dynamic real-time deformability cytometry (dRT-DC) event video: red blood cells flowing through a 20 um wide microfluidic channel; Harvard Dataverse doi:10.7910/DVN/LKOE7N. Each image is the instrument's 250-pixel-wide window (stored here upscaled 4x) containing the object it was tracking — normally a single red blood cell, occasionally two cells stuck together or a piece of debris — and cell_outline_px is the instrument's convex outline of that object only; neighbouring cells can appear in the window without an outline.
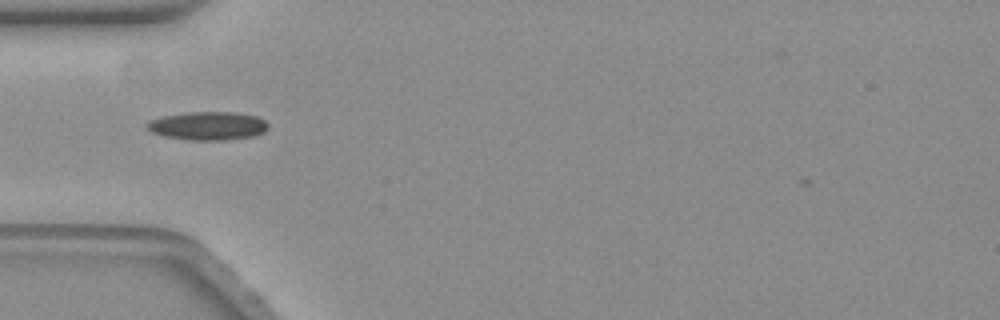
{"species": "common noctule bat (a hibernating species)", "species_latin": "Nyctalus noctula", "temperature_condition": "warm", "stored_images_in_passage": 41, "camera_frame_rate_fps": 3000, "um_per_image_px": 0.085, "animal": {"sex": "female", "body_mass_g": 19.3, "forearm_length_mm": 54.1}, "frame": {"image": 1, "passage_image": 1, "time_ms": 0.0, "image_size_px": [1000, 320], "cell_outline_px": [[268, 128], [264, 132], [256, 136], [224, 140], [188, 140], [164, 136], [152, 132], [148, 128], [148, 124], [152, 120], [164, 116], [188, 112], [232, 112], [256, 116], [264, 120], [268, 124]], "centroid_in_image_um": [17.72, 10.7], "position_along_channel_um": 67.3, "area_um2": 19.88}}
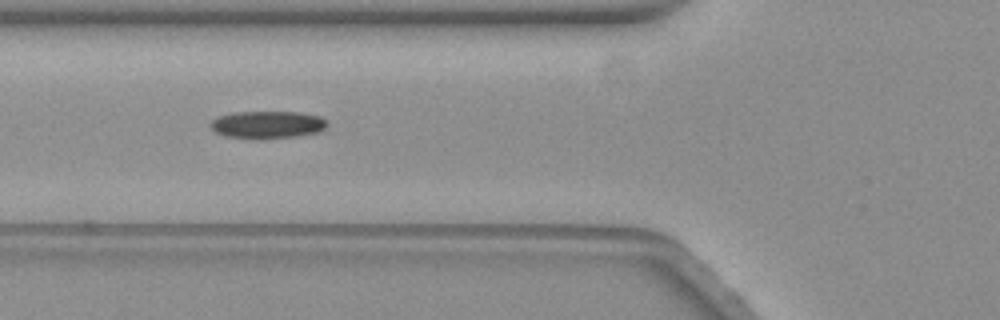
{"frame": {"image": 2, "passage_image": 4, "time_ms": 1.0, "image_size_px": [1000, 320], "cell_outline_px": [[328, 124], [320, 132], [296, 136], [260, 140], [256, 140], [224, 136], [216, 132], [208, 124], [212, 120], [220, 116], [236, 112], [300, 112], [320, 116]], "centroid_in_image_um": [22.72, 10.62], "position_along_channel_um": 103.1, "area_um2": 18.9}}
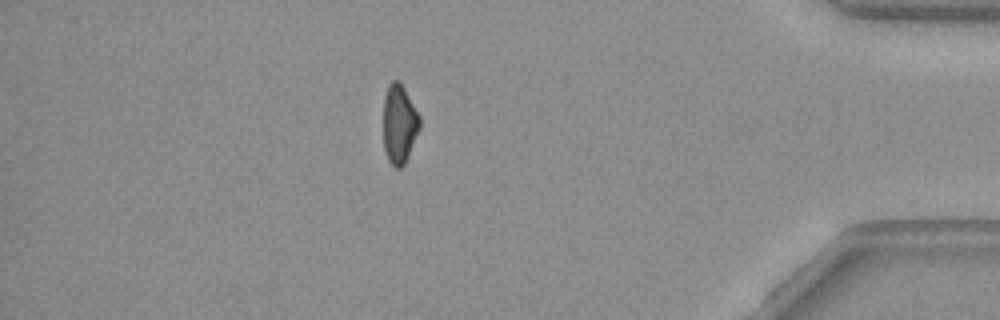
{"frame": {"image": 3, "passage_image": 33, "time_ms": 10.667, "image_size_px": [1000, 320], "cell_outline_px": [[420, 128], [408, 156], [404, 164], [400, 168], [396, 168], [388, 160], [384, 148], [384, 96], [388, 84], [392, 80], [400, 80], [420, 116]], "centroid_in_image_um": [33.94, 10.51], "position_along_channel_um": 401.3, "area_um2": 16.76}}